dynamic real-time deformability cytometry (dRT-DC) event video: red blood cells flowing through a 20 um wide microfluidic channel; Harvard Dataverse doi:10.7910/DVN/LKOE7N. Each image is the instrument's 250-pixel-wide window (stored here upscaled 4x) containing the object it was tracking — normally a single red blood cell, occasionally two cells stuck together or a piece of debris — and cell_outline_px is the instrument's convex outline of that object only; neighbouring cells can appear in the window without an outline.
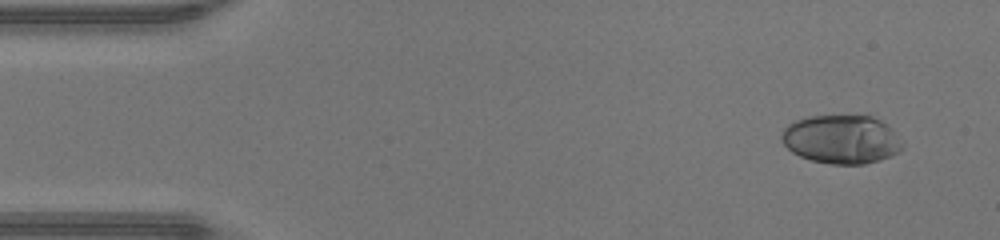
{"species": "human", "species_latin": "Homo sapiens", "temperature_condition": "warm", "stored_images_in_passage": 46, "camera_frame_rate_fps": 3000, "um_per_image_px": 0.085, "donor": {"sex": "male"}, "frame": {"image": 1, "passage_image": 3, "time_ms": 0.667, "image_size_px": [1000, 240], "cell_outline_px": [[904, 148], [900, 152], [864, 164], [832, 164], [812, 160], [800, 156], [792, 152], [784, 144], [780, 136], [784, 128], [788, 124], [796, 120], [808, 116], [872, 116], [888, 124], [892, 128]], "centroid_in_image_um": [71.51, 11.83], "position_along_channel_um": 13.5, "area_um2": 34.1}}
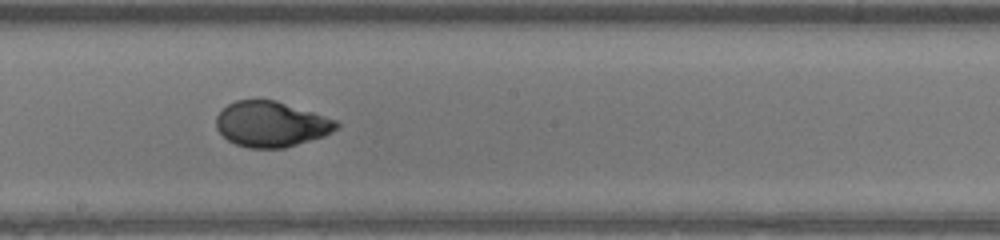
{"frame": {"image": 2, "passage_image": 25, "time_ms": 8.0, "image_size_px": [1000, 240], "cell_outline_px": [[340, 124], [332, 132], [324, 136], [284, 148], [248, 148], [236, 144], [228, 140], [216, 128], [216, 116], [228, 104], [236, 100], [276, 100], [336, 120]], "centroid_in_image_um": [23.04, 10.56], "position_along_channel_um": 225.2, "area_um2": 31.62}}
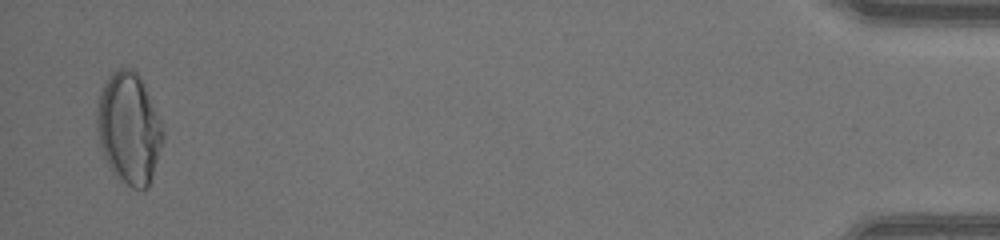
{"frame": {"image": 3, "passage_image": 45, "time_ms": 14.667, "image_size_px": [1000, 240], "cell_outline_px": [[164, 140], [148, 188], [132, 188], [116, 176], [112, 172], [100, 148], [96, 124], [96, 104], [100, 92], [108, 76], [116, 68], [132, 68], [140, 76], [144, 84], [164, 132]], "centroid_in_image_um": [10.94, 10.89], "position_along_channel_um": 424.3, "area_um2": 42.77}, "authors_computed_cell_mechanics": {"area_um2": 33.0905, "velocity_mm_per_s": 4.4385, "shape_relaxation_time_tau1_ms": 5.0345, "shape_relaxation_time_tau2_ms": null, "deformation_change_tau1": 0.2499, "deformation_change_tau2": null}}